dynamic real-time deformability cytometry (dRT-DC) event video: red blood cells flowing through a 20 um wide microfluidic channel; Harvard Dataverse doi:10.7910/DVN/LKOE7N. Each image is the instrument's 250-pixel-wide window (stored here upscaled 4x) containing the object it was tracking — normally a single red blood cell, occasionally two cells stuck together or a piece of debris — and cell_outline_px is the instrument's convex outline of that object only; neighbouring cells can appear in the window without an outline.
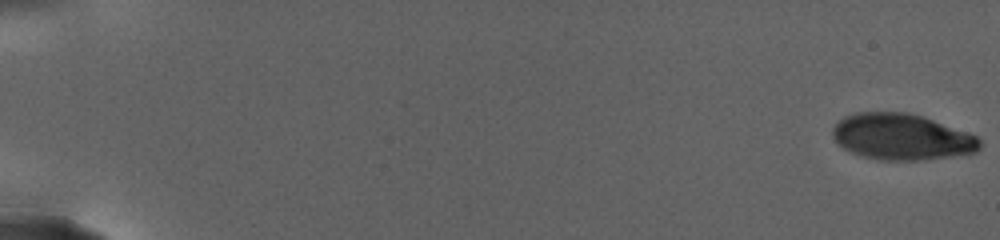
{"species": "human", "species_latin": "Homo sapiens", "temperature_condition": "warm", "stored_images_in_passage": 141, "camera_frame_rate_fps": 3000, "um_per_image_px": 0.085, "donor": {"sex": "female"}, "frame": {"image": 1, "passage_image": 1, "time_ms": 0.0, "image_size_px": [1000, 240], "cell_outline_px": [[980, 148], [976, 152], [920, 160], [880, 160], [864, 156], [852, 152], [844, 148], [832, 136], [832, 128], [844, 116], [860, 112], [908, 112], [932, 120], [976, 136], [980, 140]], "centroid_in_image_um": [76.6, 11.63], "position_along_channel_um": 8.4, "area_um2": 38.9}}
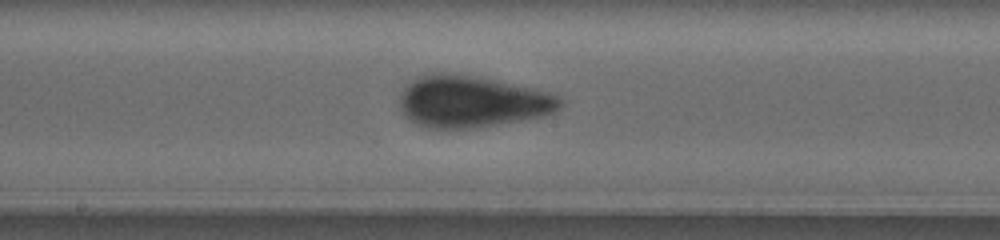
{"frame": {"image": 2, "passage_image": 80, "time_ms": 15.667, "image_size_px": [1000, 240], "cell_outline_px": [[564, 104], [560, 108], [544, 116], [524, 120], [472, 128], [428, 128], [416, 124], [404, 112], [400, 104], [400, 92], [408, 84], [420, 76], [436, 72], [440, 72], [480, 76], [544, 92], [556, 96]], "centroid_in_image_um": [40.09, 8.63], "position_along_channel_um": 208.1, "area_um2": 47.8}}
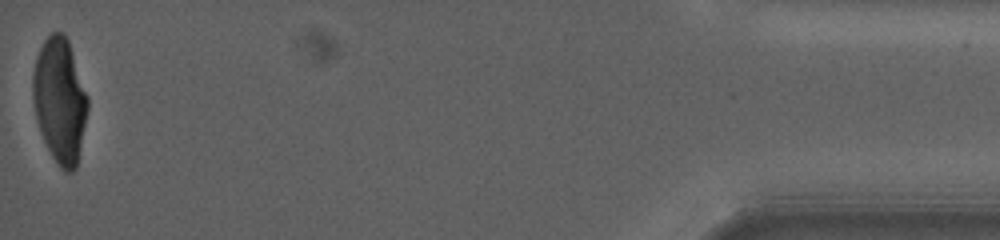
{"frame": {"image": 3, "passage_image": 140, "time_ms": 27.667, "image_size_px": [1000, 240], "cell_outline_px": [[88, 108], [76, 168], [72, 172], [64, 172], [60, 168], [52, 156], [40, 132], [32, 100], [32, 72], [36, 56], [44, 40], [52, 32], [64, 32], [68, 40], [88, 96]], "centroid_in_image_um": [5.07, 8.51], "position_along_channel_um": 430.1, "area_um2": 39.94}, "authors_computed_cell_mechanics": {"area_um2": 43.2922, "velocity_mm_per_s": 2.5424, "shape_relaxation_time_tau1_ms": 5.585, "shape_relaxation_time_tau2_ms": null, "deformation_change_tau1": 0.1908, "deformation_change_tau2": null}}